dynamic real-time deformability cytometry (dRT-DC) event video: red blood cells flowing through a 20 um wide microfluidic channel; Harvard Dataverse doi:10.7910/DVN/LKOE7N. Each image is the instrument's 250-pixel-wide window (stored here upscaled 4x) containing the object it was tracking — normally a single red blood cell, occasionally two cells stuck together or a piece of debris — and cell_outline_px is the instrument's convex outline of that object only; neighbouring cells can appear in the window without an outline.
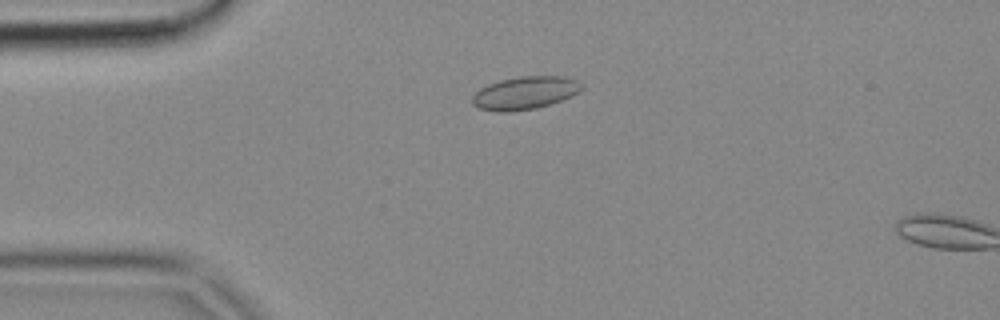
{"species": "common noctule bat (a hibernating species)", "species_latin": "Nyctalus noctula", "temperature_condition": "cold", "stored_images_in_passage": 5, "camera_frame_rate_fps": 3000, "um_per_image_px": 0.085, "animal": {"sex": "female", "body_mass_g": 18.4}, "frame": {"image": 1, "passage_image": 4, "time_ms": 1.0, "image_size_px": [1000, 320], "cell_outline_px": [[584, 88], [580, 92], [572, 96], [536, 108], [508, 112], [496, 112], [480, 108], [472, 104], [472, 96], [480, 88], [488, 84], [500, 80], [520, 76], [564, 76], [576, 80]], "centroid_in_image_um": [44.61, 7.89], "position_along_channel_um": 40.4, "area_um2": 20.92}}